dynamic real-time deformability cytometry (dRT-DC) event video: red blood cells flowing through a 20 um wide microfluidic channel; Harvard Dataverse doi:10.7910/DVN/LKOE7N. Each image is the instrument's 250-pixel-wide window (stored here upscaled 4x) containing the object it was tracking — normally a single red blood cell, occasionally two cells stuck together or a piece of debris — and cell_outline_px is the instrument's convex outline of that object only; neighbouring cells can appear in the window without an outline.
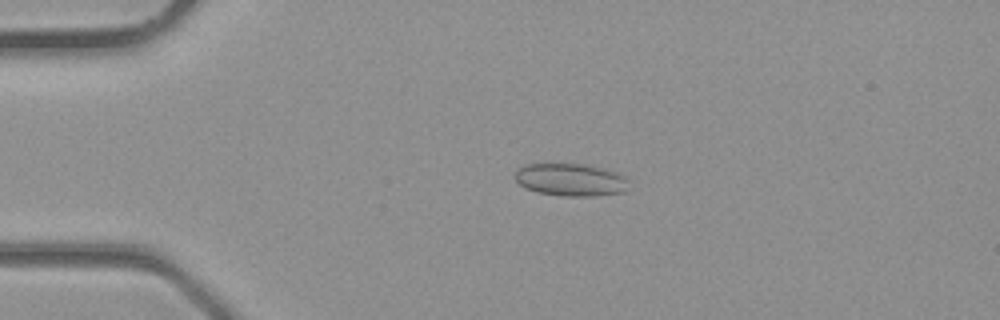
{"species": "common noctule bat (a hibernating species)", "species_latin": "Nyctalus noctula", "temperature_condition": "room temperature", "stored_images_in_passage": 37, "camera_frame_rate_fps": 3000, "um_per_image_px": 0.085, "animal": {"sex": "male", "body_mass_g": 23.1, "forearm_length_mm": 52.7}, "frame": {"image": 1, "passage_image": 8, "time_ms": 2.333, "image_size_px": [1000, 320], "cell_outline_px": [[632, 180], [628, 188], [624, 192], [596, 196], [564, 196], [536, 192], [520, 184], [516, 180], [516, 168], [528, 164], [584, 164], [604, 168], [616, 172]], "centroid_in_image_um": [48.58, 15.28], "position_along_channel_um": 36.4, "area_um2": 21.79}}
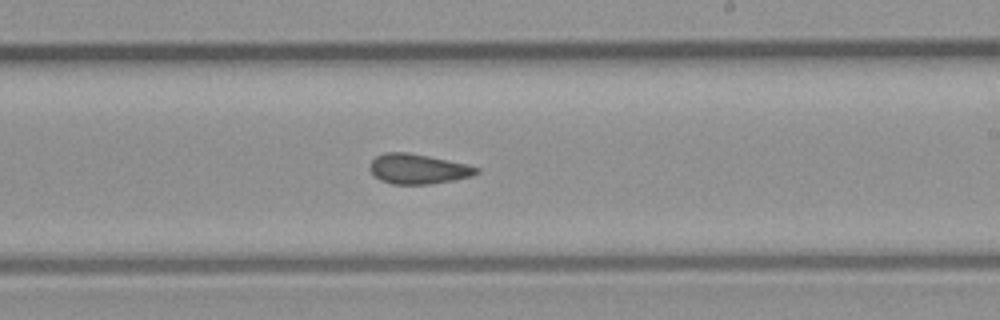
{"frame": {"image": 2, "passage_image": 22, "time_ms": 7.0, "image_size_px": [1000, 320], "cell_outline_px": [[480, 172], [472, 176], [452, 180], [428, 184], [392, 184], [380, 180], [368, 168], [368, 164], [376, 156], [384, 152], [408, 152], [468, 164], [480, 168]], "centroid_in_image_um": [35.52, 14.35], "position_along_channel_um": 253.5, "area_um2": 18.67}}
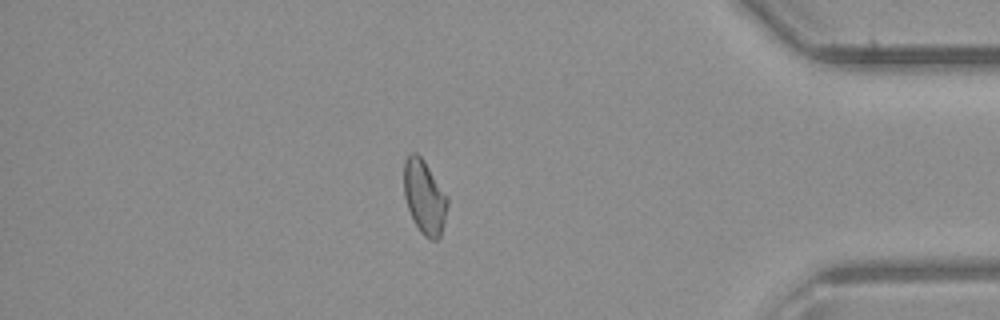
{"frame": {"image": 3, "passage_image": 32, "time_ms": 10.333, "image_size_px": [1000, 320], "cell_outline_px": [[448, 204], [440, 236], [436, 240], [432, 240], [424, 236], [420, 232], [408, 208], [404, 196], [404, 160], [412, 152], [416, 152], [424, 160], [448, 196]], "centroid_in_image_um": [36.08, 16.72], "position_along_channel_um": 399.1, "area_um2": 18.67}}